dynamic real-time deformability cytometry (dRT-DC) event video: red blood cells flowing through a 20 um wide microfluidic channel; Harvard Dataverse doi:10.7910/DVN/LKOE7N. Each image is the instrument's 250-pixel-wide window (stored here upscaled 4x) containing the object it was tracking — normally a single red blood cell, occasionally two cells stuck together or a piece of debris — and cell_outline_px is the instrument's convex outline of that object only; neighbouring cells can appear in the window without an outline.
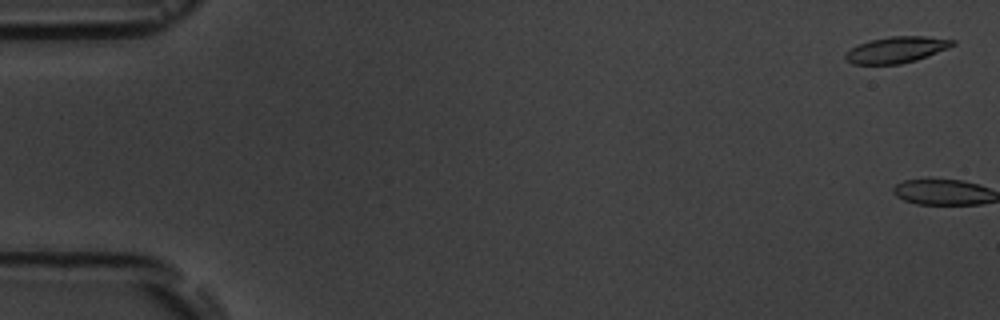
{"species": "common noctule bat (a hibernating species)", "species_latin": "Nyctalus noctula", "temperature_condition": "room temperature", "stored_images_in_passage": 5, "camera_frame_rate_fps": 3000, "um_per_image_px": 0.085, "animal": {"sex": "male", "body_mass_g": 19.5, "forearm_length_mm": 54.6}, "frame": {"image": 1, "passage_image": 1, "time_ms": 0.0, "image_size_px": [1000, 320], "cell_outline_px": [[956, 44], [948, 48], [916, 60], [900, 64], [852, 64], [844, 60], [844, 56], [856, 44], [868, 40], [888, 36], [924, 36], [956, 40]], "centroid_in_image_um": [76.17, 4.22], "position_along_channel_um": 8.8, "area_um2": 16.47}}